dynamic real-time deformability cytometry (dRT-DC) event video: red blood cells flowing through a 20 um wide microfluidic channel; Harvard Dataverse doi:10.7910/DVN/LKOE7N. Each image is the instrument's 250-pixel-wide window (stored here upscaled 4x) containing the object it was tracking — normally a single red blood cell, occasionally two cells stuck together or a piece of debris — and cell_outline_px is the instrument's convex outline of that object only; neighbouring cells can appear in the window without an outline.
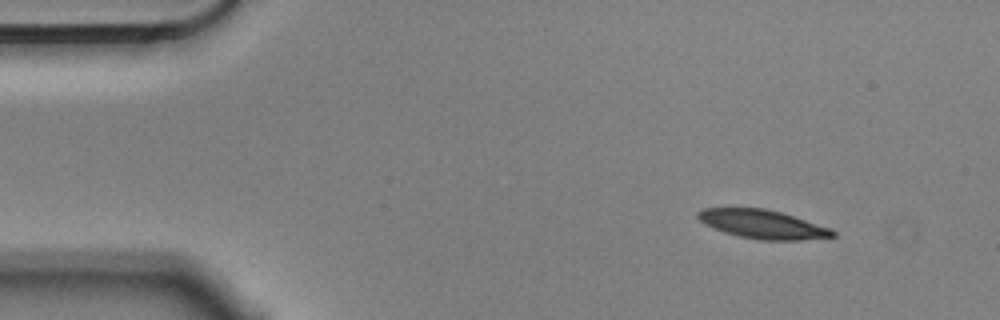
{"species": "Egyptian fruit bat (a non-hibernating species)", "species_latin": "Rousettus aegyptiacus", "temperature_condition": "cold", "stored_images_in_passage": 5, "camera_frame_rate_fps": 3000, "um_per_image_px": 0.085, "animal": {"sex": "male"}, "frame": {"image": 1, "passage_image": 1, "time_ms": 0.0, "image_size_px": [1000, 320], "cell_outline_px": [[836, 236], [800, 240], [760, 240], [736, 236], [724, 232], [704, 224], [696, 216], [696, 212], [704, 208], [764, 208], [780, 212], [832, 228], [836, 232]], "centroid_in_image_um": [64.81, 19.06], "position_along_channel_um": 20.2, "area_um2": 22.6}}
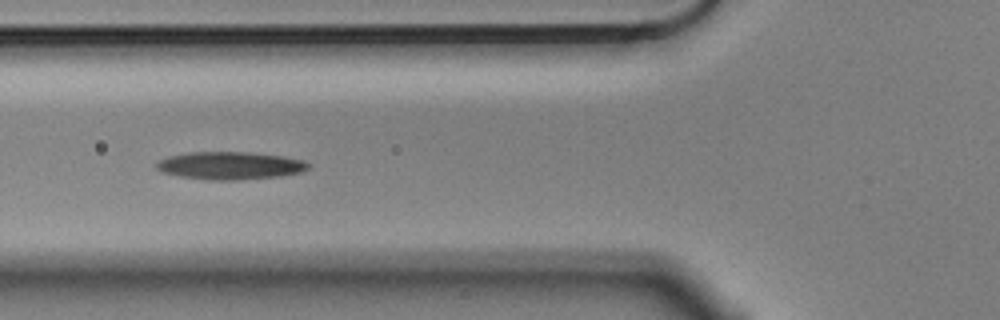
{"frame": {"image": 2, "passage_image": 5, "time_ms": 1.333, "image_size_px": [1000, 320], "cell_outline_px": [[308, 168], [300, 172], [280, 176], [236, 180], [212, 180], [180, 176], [164, 172], [156, 168], [156, 164], [160, 160], [168, 156], [188, 152], [248, 152], [284, 156], [304, 160], [308, 164]], "centroid_in_image_um": [19.56, 14.07], "position_along_channel_um": 106.2, "area_um2": 24.33}}